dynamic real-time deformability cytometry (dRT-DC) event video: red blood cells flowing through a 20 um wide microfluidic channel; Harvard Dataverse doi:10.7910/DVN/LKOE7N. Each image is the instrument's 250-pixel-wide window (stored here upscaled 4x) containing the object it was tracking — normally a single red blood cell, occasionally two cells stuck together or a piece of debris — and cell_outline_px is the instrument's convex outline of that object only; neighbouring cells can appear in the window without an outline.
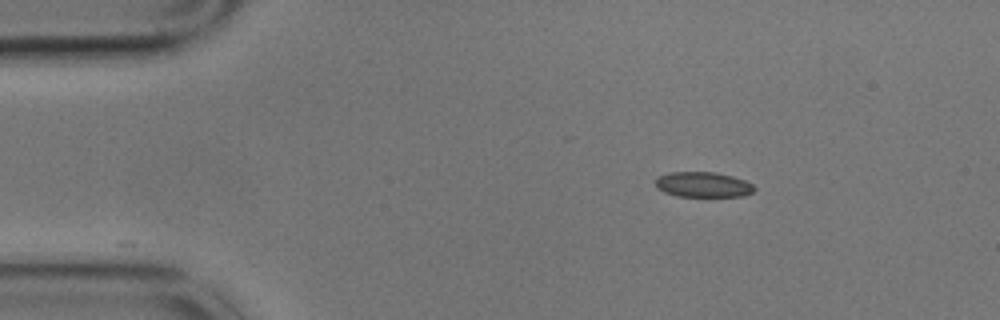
{"species": "common noctule bat (a hibernating species)", "species_latin": "Nyctalus noctula", "temperature_condition": "cold", "stored_images_in_passage": 24, "camera_frame_rate_fps": 3000, "um_per_image_px": 0.085, "animal": {"sex": "male", "body_mass_g": 17.9}, "frame": {"image": 1, "passage_image": 1, "time_ms": 0.0, "image_size_px": [1000, 320], "cell_outline_px": [[756, 188], [752, 192], [744, 196], [676, 196], [664, 192], [656, 188], [656, 180], [660, 176], [668, 172], [716, 172], [732, 176], [744, 180], [752, 184]], "centroid_in_image_um": [59.76, 15.69], "position_along_channel_um": 25.2, "area_um2": 14.51}}
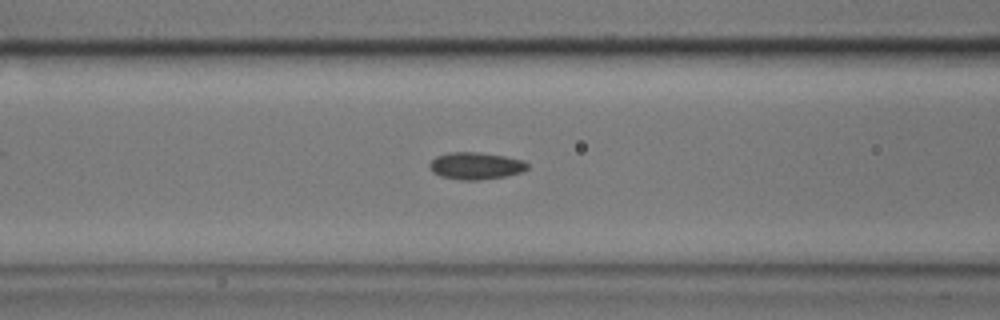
{"frame": {"image": 2, "passage_image": 15, "time_ms": 4.667, "image_size_px": [1000, 320], "cell_outline_px": [[528, 168], [520, 172], [504, 176], [480, 180], [460, 180], [440, 176], [432, 172], [428, 164], [436, 156], [448, 152], [480, 152], [504, 156], [524, 160], [528, 164]], "centroid_in_image_um": [40.41, 14.09], "position_along_channel_um": 126.2, "area_um2": 15.49}}
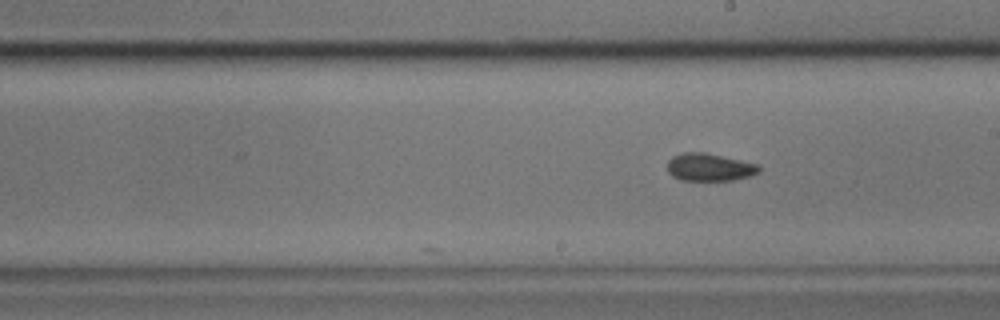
{"frame": {"image": 3, "passage_image": 24, "time_ms": 7.667, "image_size_px": [1000, 320], "cell_outline_px": [[760, 172], [748, 176], [732, 180], [680, 180], [672, 176], [668, 172], [668, 160], [672, 156], [684, 152], [704, 152], [740, 160], [756, 164], [760, 168]], "centroid_in_image_um": [60.26, 14.21], "position_along_channel_um": 228.7, "area_um2": 14.62}}